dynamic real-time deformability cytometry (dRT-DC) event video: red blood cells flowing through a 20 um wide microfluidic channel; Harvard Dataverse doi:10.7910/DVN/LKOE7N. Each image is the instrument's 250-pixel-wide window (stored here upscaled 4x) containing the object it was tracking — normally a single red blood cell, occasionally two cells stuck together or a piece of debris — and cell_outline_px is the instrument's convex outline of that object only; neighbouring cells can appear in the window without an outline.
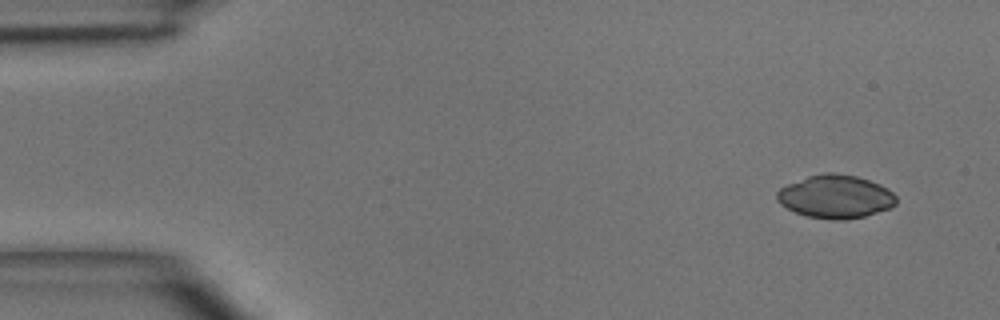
{"species": "common noctule bat (a hibernating species)", "species_latin": "Nyctalus noctula", "temperature_condition": "room temperature", "stored_images_in_passage": 4, "camera_frame_rate_fps": 3000, "um_per_image_px": 0.085, "animal": {"sex": "male", "body_mass_g": 15.6}, "frame": {"image": 1, "passage_image": 1, "time_ms": 0.0, "image_size_px": [1000, 320], "cell_outline_px": [[896, 204], [892, 208], [864, 216], [844, 220], [832, 220], [808, 216], [796, 212], [780, 204], [776, 200], [776, 192], [780, 188], [788, 184], [808, 176], [824, 172], [832, 172], [856, 176], [880, 184], [888, 188], [896, 196]], "centroid_in_image_um": [71.03, 16.71], "position_along_channel_um": 14.0, "area_um2": 30.11}}